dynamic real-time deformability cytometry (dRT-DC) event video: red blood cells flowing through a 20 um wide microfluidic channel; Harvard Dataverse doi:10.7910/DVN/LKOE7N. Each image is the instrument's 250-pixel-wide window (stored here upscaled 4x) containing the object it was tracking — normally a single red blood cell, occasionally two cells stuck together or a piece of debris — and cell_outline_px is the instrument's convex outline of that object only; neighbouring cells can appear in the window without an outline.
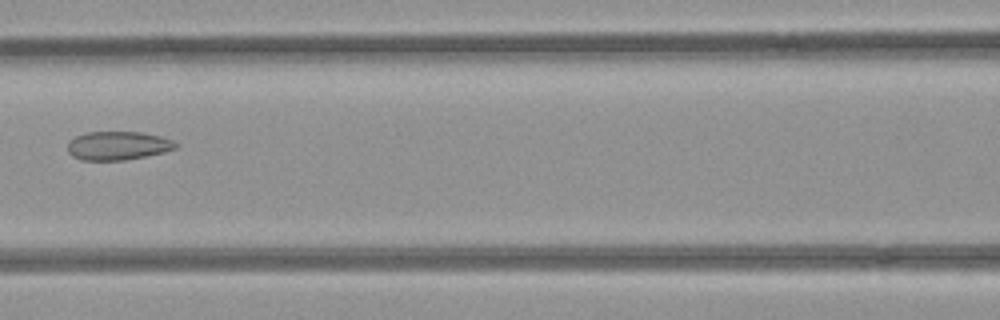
{"species": "common noctule bat (a hibernating species)", "species_latin": "Nyctalus noctula", "temperature_condition": "room temperature", "stored_images_in_passage": 7, "camera_frame_rate_fps": 3000, "um_per_image_px": 0.085, "animal": {"sex": "female", "body_mass_g": 21.9}, "frame": {"image": 1, "passage_image": 6, "time_ms": 1.667, "image_size_px": [1000, 320], "cell_outline_px": [[176, 148], [164, 152], [124, 160], [80, 160], [72, 156], [68, 152], [68, 144], [76, 136], [88, 132], [140, 132], [160, 136], [172, 140], [176, 144]], "centroid_in_image_um": [10.0, 12.38], "position_along_channel_um": 156.6, "area_um2": 17.8}}
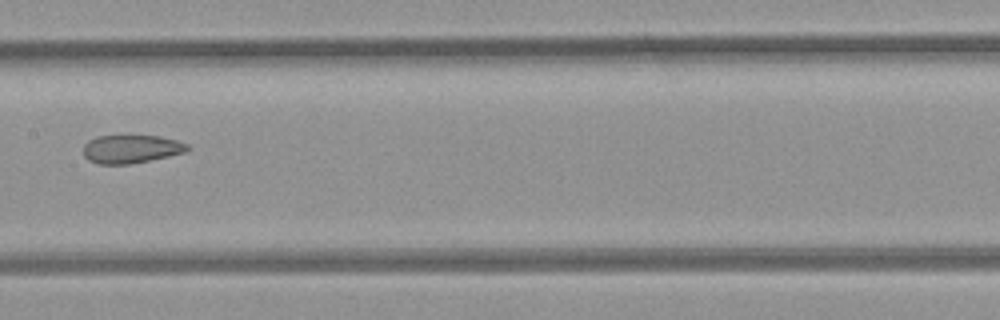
{"frame": {"image": 2, "passage_image": 7, "time_ms": 2.0, "image_size_px": [1000, 320], "cell_outline_px": [[192, 148], [184, 152], [168, 156], [128, 164], [96, 164], [88, 160], [84, 156], [84, 144], [88, 140], [96, 136], [160, 136], [176, 140], [188, 144]], "centroid_in_image_um": [11.13, 12.66], "position_along_channel_um": 196.3, "area_um2": 17.11}}